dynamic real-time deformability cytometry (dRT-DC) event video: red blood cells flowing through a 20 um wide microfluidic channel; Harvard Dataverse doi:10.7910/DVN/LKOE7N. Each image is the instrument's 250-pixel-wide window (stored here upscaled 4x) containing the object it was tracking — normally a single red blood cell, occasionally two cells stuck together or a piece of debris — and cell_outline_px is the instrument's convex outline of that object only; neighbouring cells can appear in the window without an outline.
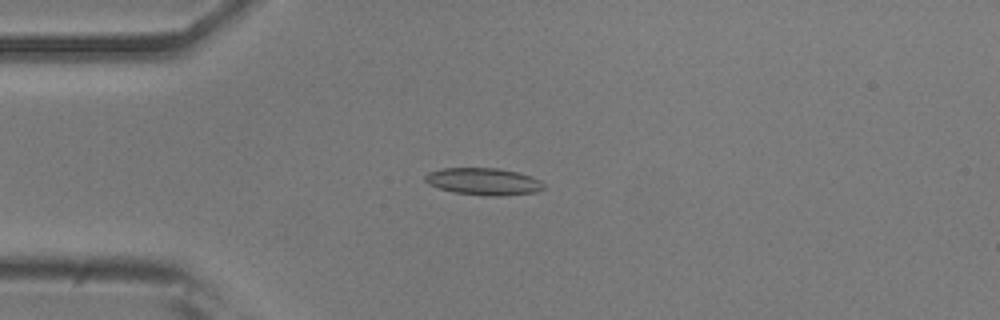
{"species": "common noctule bat (a hibernating species)", "species_latin": "Nyctalus noctula", "temperature_condition": "room temperature", "stored_images_in_passage": 18, "camera_frame_rate_fps": 3000, "um_per_image_px": 0.085, "animal": {"sex": "male", "body_mass_g": 20.5, "forearm_length_mm": 52.5}, "frame": {"image": 1, "passage_image": 14, "time_ms": 4.333, "image_size_px": [1000, 320], "cell_outline_px": [[544, 188], [536, 192], [500, 196], [484, 196], [452, 192], [428, 184], [424, 180], [424, 176], [428, 172], [440, 168], [496, 168], [516, 172], [532, 176], [540, 180], [544, 184]], "centroid_in_image_um": [41.08, 15.43], "position_along_channel_um": 43.9, "area_um2": 18.84}}